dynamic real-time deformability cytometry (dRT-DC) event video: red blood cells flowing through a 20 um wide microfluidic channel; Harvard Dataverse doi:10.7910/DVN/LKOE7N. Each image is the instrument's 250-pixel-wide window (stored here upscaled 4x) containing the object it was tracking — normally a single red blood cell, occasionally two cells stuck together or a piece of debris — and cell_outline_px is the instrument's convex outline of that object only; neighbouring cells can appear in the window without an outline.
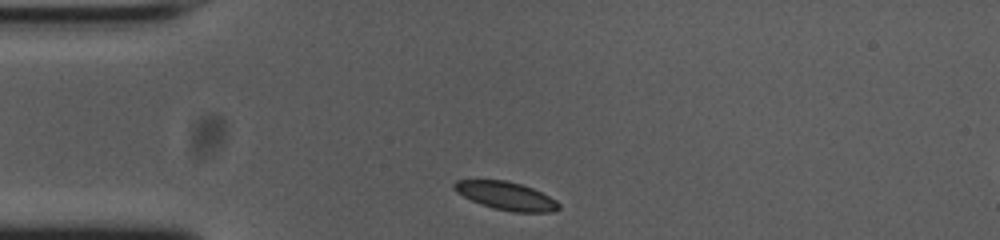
{"species": "common noctule bat (a hibernating species)", "species_latin": "Nyctalus noctula", "temperature_condition": "cold", "stored_images_in_passage": 32, "camera_frame_rate_fps": 3000, "um_per_image_px": 0.085, "animal": {"sex": "female", "body_mass_g": 23.0, "forearm_length_mm": 53.4}, "frame": {"image": 1, "passage_image": 1, "time_ms": 0.0, "image_size_px": [1000, 240], "cell_outline_px": [[560, 208], [552, 212], [512, 212], [492, 208], [480, 204], [456, 192], [452, 188], [452, 184], [456, 180], [504, 180], [520, 184], [532, 188], [556, 200], [560, 204]], "centroid_in_image_um": [43.0, 16.65], "position_along_channel_um": 42.0, "area_um2": 17.11}}
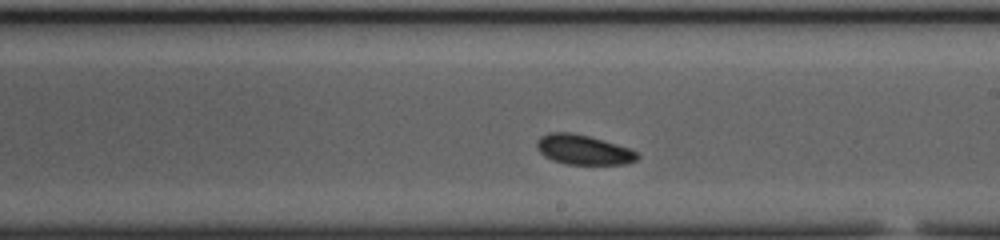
{"frame": {"image": 2, "passage_image": 19, "time_ms": 6.0, "image_size_px": [1000, 240], "cell_outline_px": [[640, 156], [636, 160], [628, 164], [568, 164], [552, 160], [544, 156], [536, 148], [536, 140], [540, 136], [548, 132], [568, 132], [588, 136], [632, 148], [640, 152]], "centroid_in_image_um": [49.61, 12.72], "position_along_channel_um": 239.4, "area_um2": 17.69}}
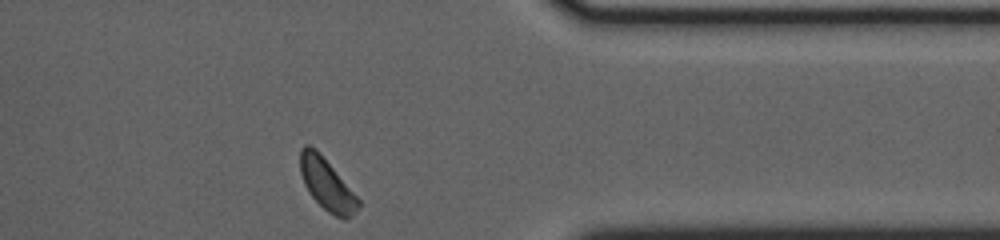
{"frame": {"image": 3, "passage_image": 32, "time_ms": 10.333, "image_size_px": [1000, 240], "cell_outline_px": [[360, 208], [344, 220], [328, 212], [312, 196], [304, 184], [300, 172], [300, 148], [304, 144], [308, 144], [316, 148], [360, 200]], "centroid_in_image_um": [27.76, 15.65], "position_along_channel_um": 383.6, "area_um2": 17.28}, "authors_computed_cell_mechanics": {"area_um2": 17.629, "velocity_mm_per_s": 3.672, "shape_relaxation_time_tau1_ms": null, "shape_relaxation_time_tau2_ms": 2.836, "deformation_change_tau1": null, "deformation_change_tau2": 0.075}}